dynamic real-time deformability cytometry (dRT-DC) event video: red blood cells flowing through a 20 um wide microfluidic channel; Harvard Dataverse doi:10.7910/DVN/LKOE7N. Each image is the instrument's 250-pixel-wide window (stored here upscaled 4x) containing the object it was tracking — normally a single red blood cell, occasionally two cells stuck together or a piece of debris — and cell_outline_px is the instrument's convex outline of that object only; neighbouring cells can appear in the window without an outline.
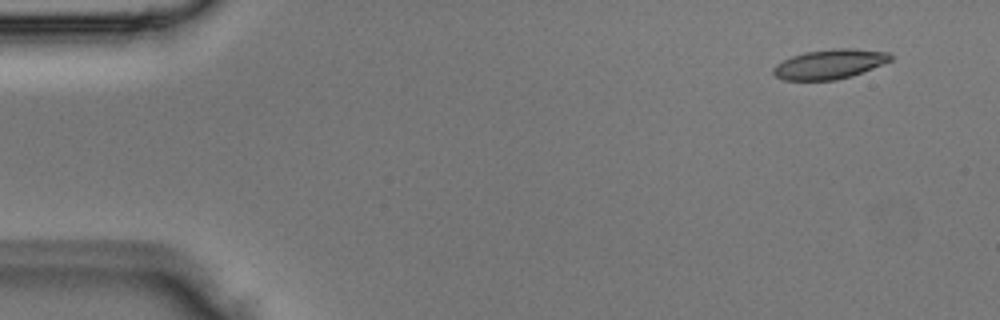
{"species": "Egyptian fruit bat (a non-hibernating species)", "species_latin": "Rousettus aegyptiacus", "temperature_condition": "room temperature", "stored_images_in_passage": 3, "segment_of_instrument_passage": [2, 2], "camera_frame_rate_fps": 3000, "um_per_image_px": 0.085, "animal": {"sex": "male"}, "frame": {"image": 1, "passage_image": 3, "time_ms": 0.667, "image_size_px": [1000, 320], "cell_outline_px": [[892, 60], [852, 76], [836, 80], [784, 80], [776, 76], [772, 72], [772, 68], [776, 64], [792, 56], [804, 52], [832, 48], [852, 48], [888, 52], [892, 56]], "centroid_in_image_um": [70.51, 5.44], "position_along_channel_um": 14.5, "area_um2": 20.23}}